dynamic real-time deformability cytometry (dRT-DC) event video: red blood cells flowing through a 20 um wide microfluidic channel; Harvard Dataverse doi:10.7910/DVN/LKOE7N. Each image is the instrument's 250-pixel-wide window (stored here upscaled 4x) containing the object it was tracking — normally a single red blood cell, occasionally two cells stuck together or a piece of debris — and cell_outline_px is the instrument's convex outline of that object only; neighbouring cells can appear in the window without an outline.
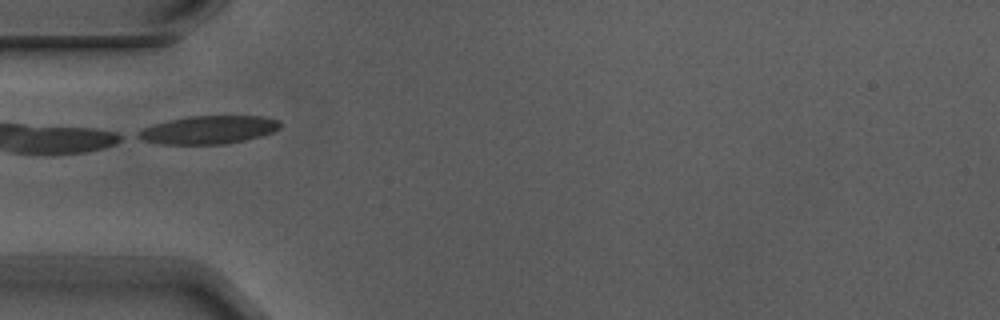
{"species": "Egyptian fruit bat (a non-hibernating species)", "species_latin": "Rousettus aegyptiacus", "temperature_condition": "warm", "stored_images_in_passage": 5, "camera_frame_rate_fps": 3000, "um_per_image_px": 0.085, "animal": {"sex": "male"}, "frame": {"image": 1, "passage_image": 5, "time_ms": 1.333, "image_size_px": [1000, 320], "cell_outline_px": [[280, 128], [272, 132], [260, 136], [244, 140], [224, 144], [164, 144], [144, 140], [136, 136], [136, 132], [152, 124], [188, 116], [264, 116], [280, 120]], "centroid_in_image_um": [17.74, 11.03], "position_along_channel_um": 67.3, "area_um2": 23.18}}